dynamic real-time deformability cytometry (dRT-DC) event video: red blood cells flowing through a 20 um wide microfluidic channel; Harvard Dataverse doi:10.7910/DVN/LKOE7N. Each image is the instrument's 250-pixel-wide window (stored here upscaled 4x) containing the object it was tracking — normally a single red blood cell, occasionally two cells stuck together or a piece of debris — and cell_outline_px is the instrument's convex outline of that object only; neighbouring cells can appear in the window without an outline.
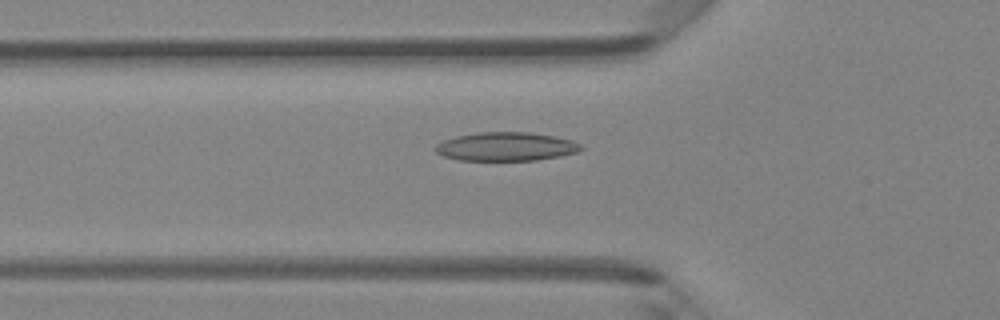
{"species": "Egyptian fruit bat (a non-hibernating species)", "species_latin": "Rousettus aegyptiacus", "temperature_condition": "room temperature", "stored_images_in_passage": 25, "camera_frame_rate_fps": 3000, "um_per_image_px": 0.085, "animal": {"sex": "female"}, "frame": {"image": 1, "passage_image": 17, "time_ms": 5.333, "image_size_px": [1000, 320], "cell_outline_px": [[584, 148], [576, 152], [560, 156], [536, 160], [460, 160], [444, 156], [436, 152], [432, 148], [436, 144], [444, 140], [456, 136], [480, 132], [528, 132], [556, 136], [572, 140], [580, 144]], "centroid_in_image_um": [43.01, 12.45], "position_along_channel_um": 82.8, "area_um2": 24.33}}
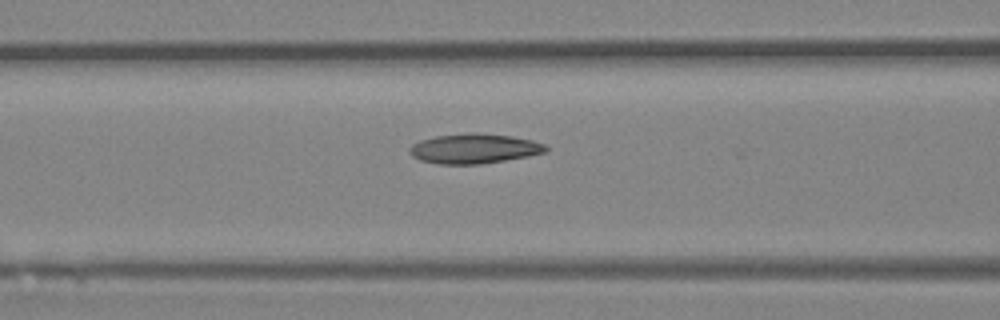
{"frame": {"image": 2, "passage_image": 20, "time_ms": 6.333, "image_size_px": [1000, 320], "cell_outline_px": [[548, 152], [528, 156], [480, 164], [436, 164], [420, 160], [412, 156], [408, 152], [408, 148], [412, 144], [420, 140], [436, 136], [472, 132], [512, 136], [532, 140], [544, 144], [548, 148]], "centroid_in_image_um": [40.28, 12.63], "position_along_channel_um": 126.3, "area_um2": 23.76}}
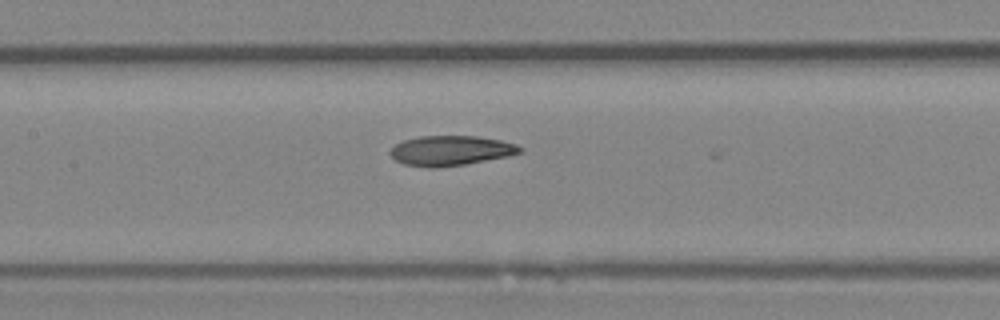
{"frame": {"image": 3, "passage_image": 23, "time_ms": 7.333, "image_size_px": [1000, 320], "cell_outline_px": [[524, 152], [508, 156], [464, 164], [432, 168], [428, 168], [404, 164], [396, 160], [388, 152], [396, 144], [404, 140], [420, 136], [476, 136], [500, 140], [516, 144], [524, 148]], "centroid_in_image_um": [38.33, 12.8], "position_along_channel_um": 169.1, "area_um2": 22.54}}